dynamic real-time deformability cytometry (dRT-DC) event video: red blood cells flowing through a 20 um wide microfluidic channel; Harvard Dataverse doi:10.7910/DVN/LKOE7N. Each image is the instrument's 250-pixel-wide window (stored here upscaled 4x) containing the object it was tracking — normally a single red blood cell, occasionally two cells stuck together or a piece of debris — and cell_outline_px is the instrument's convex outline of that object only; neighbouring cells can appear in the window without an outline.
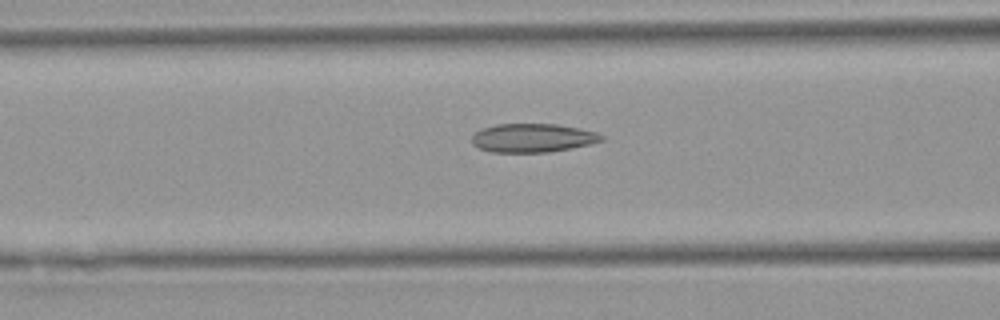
{"species": "Egyptian fruit bat (a non-hibernating species)", "species_latin": "Rousettus aegyptiacus", "temperature_condition": "warm", "stored_images_in_passage": 33, "camera_frame_rate_fps": 3000, "um_per_image_px": 0.085, "animal": {"sex": "female"}, "frame": {"image": 1, "passage_image": 11, "time_ms": 3.333, "image_size_px": [1000, 320], "cell_outline_px": [[604, 140], [592, 144], [572, 148], [548, 152], [492, 152], [480, 148], [472, 144], [472, 136], [476, 132], [484, 128], [496, 124], [556, 124], [596, 132], [604, 136]], "centroid_in_image_um": [45.3, 11.73], "position_along_channel_um": 121.3, "area_um2": 21.56}}
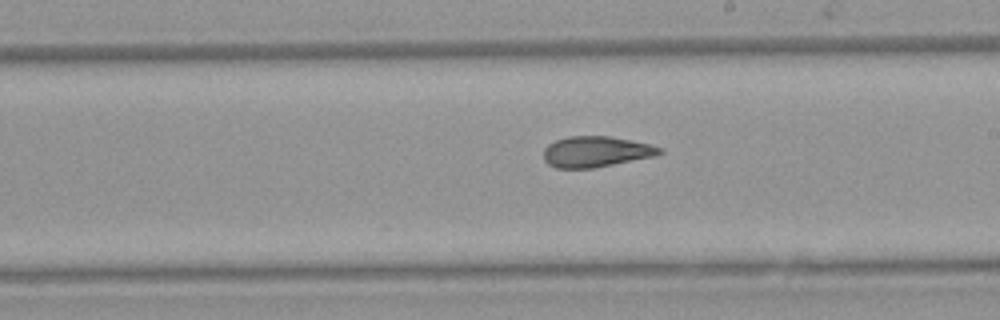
{"frame": {"image": 2, "passage_image": 20, "time_ms": 6.333, "image_size_px": [1000, 320], "cell_outline_px": [[664, 152], [656, 156], [592, 168], [556, 168], [548, 164], [544, 160], [544, 148], [548, 144], [556, 140], [568, 136], [608, 136], [648, 144], [664, 148]], "centroid_in_image_um": [50.65, 12.89], "position_along_channel_um": 238.3, "area_um2": 20.75}}
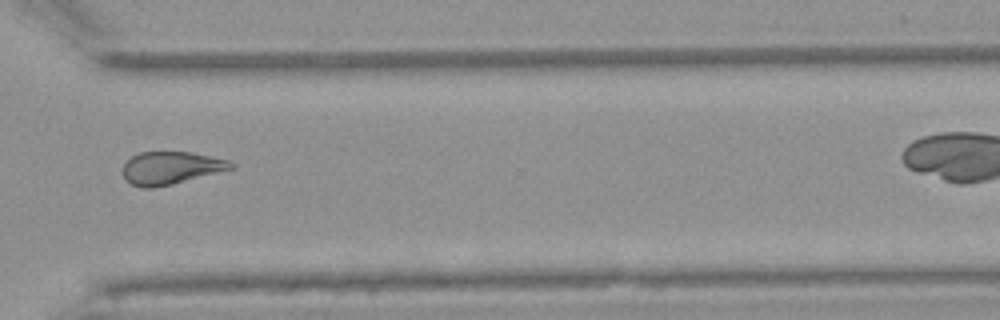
{"frame": {"image": 3, "passage_image": 29, "time_ms": 9.333, "image_size_px": [1000, 320], "cell_outline_px": [[236, 168], [172, 184], [152, 188], [140, 188], [124, 180], [124, 164], [132, 156], [140, 152], [192, 152], [228, 160], [236, 164]], "centroid_in_image_um": [14.55, 14.28], "position_along_channel_um": 356.1, "area_um2": 20.63}}